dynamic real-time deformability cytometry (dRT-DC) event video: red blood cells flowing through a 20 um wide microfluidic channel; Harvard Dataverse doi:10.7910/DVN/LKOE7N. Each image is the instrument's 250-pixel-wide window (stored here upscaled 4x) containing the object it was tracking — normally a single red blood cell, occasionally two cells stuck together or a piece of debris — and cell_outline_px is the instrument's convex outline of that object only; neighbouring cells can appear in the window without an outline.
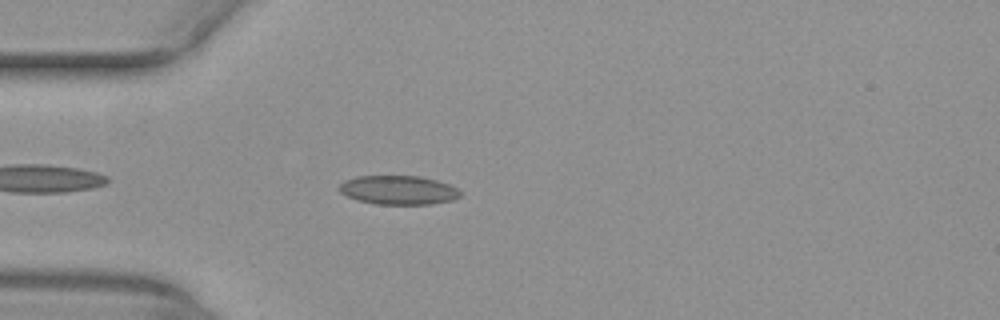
{"species": "common noctule bat (a hibernating species)", "species_latin": "Nyctalus noctula", "temperature_condition": "warm", "stored_images_in_passage": 14, "camera_frame_rate_fps": 3000, "um_per_image_px": 0.085, "animal": {"sex": "female", "body_mass_g": 29.2, "forearm_length_mm": 56.3}, "frame": {"image": 1, "passage_image": 4, "time_ms": 1.0, "image_size_px": [1000, 320], "cell_outline_px": [[460, 196], [452, 200], [428, 204], [376, 204], [356, 200], [340, 192], [340, 184], [344, 180], [356, 176], [420, 176], [436, 180], [448, 184], [456, 188], [460, 192]], "centroid_in_image_um": [33.84, 16.15], "position_along_channel_um": 51.2, "area_um2": 20.29}}
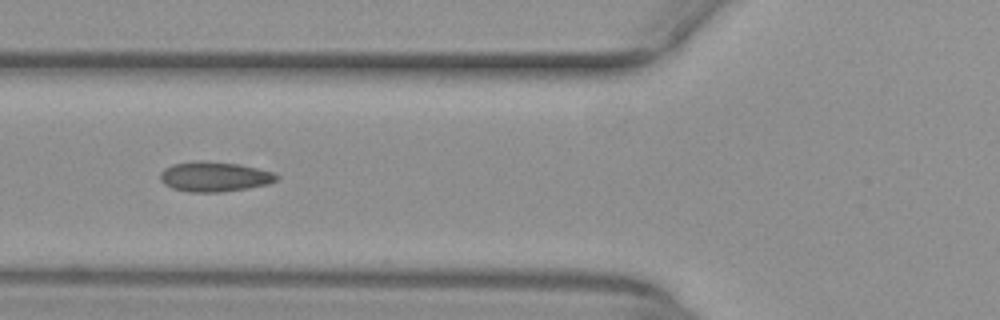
{"frame": {"image": 2, "passage_image": 9, "time_ms": 2.667, "image_size_px": [1000, 320], "cell_outline_px": [[280, 176], [276, 180], [268, 184], [248, 188], [220, 192], [188, 192], [172, 188], [164, 184], [160, 180], [160, 172], [164, 168], [172, 164], [196, 160], [204, 160], [240, 164], [276, 172]], "centroid_in_image_um": [18.23, 15.0], "position_along_channel_um": 107.6, "area_um2": 20.63}}
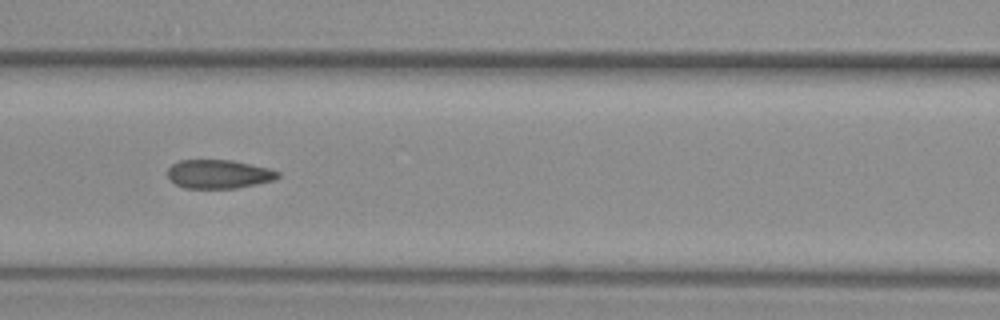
{"frame": {"image": 3, "passage_image": 12, "time_ms": 3.667, "image_size_px": [1000, 320], "cell_outline_px": [[280, 176], [276, 180], [236, 188], [184, 188], [176, 184], [168, 176], [168, 168], [172, 164], [180, 160], [232, 160], [272, 168], [280, 172]], "centroid_in_image_um": [18.65, 14.79], "position_along_channel_um": 148.0, "area_um2": 18.61}}